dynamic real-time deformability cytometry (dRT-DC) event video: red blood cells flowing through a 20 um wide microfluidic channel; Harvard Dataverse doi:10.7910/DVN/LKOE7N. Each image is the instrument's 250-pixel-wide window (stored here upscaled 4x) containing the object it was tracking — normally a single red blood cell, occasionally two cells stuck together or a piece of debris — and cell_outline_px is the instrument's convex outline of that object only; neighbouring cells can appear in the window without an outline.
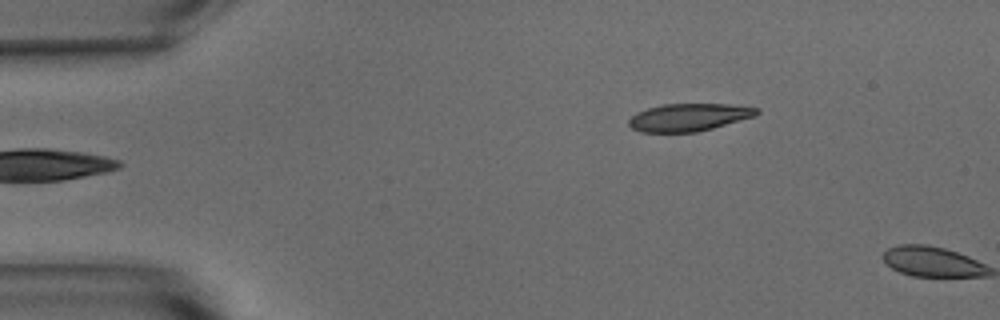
{"species": "common noctule bat (a hibernating species)", "species_latin": "Nyctalus noctula", "temperature_condition": "warm", "stored_images_in_passage": 2, "camera_frame_rate_fps": 3000, "um_per_image_px": 0.085, "animal": {"sex": "male", "body_mass_g": 15.6}, "frame": {"image": 1, "passage_image": 1, "time_ms": 0.0, "image_size_px": [1000, 320], "cell_outline_px": [[760, 112], [756, 116], [712, 128], [696, 132], [640, 132], [632, 128], [628, 124], [628, 120], [636, 112], [648, 108], [664, 104], [728, 104], [760, 108]], "centroid_in_image_um": [58.56, 9.97], "position_along_channel_um": 26.4, "area_um2": 20.58}}